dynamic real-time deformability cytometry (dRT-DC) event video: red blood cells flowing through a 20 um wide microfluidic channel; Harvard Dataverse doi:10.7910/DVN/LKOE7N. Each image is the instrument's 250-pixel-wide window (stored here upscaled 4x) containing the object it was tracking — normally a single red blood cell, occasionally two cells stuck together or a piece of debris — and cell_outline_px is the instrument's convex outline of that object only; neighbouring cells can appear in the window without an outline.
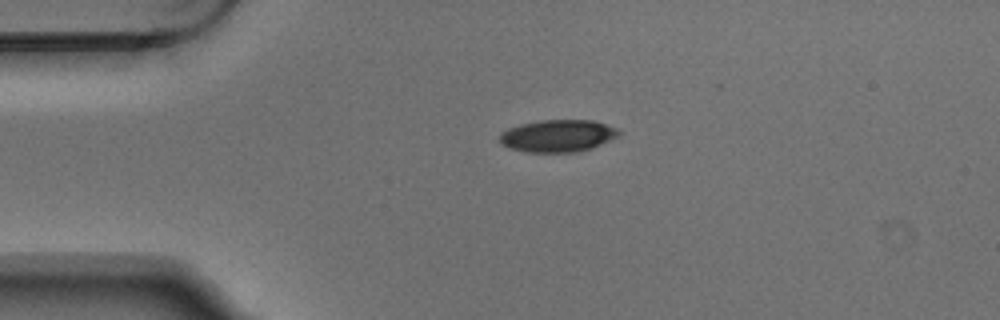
{"species": "Egyptian fruit bat (a non-hibernating species)", "species_latin": "Rousettus aegyptiacus", "temperature_condition": "warm", "stored_images_in_passage": 2, "camera_frame_rate_fps": 3000, "um_per_image_px": 0.085, "animal": {"sex": "male"}, "frame": {"image": 1, "passage_image": 1, "time_ms": 0.0, "image_size_px": [1000, 320], "cell_outline_px": [[620, 132], [616, 136], [592, 148], [576, 152], [524, 152], [500, 144], [500, 132], [508, 128], [520, 124], [540, 120], [592, 120], [616, 128]], "centroid_in_image_um": [47.35, 11.54], "position_along_channel_um": 37.6, "area_um2": 22.2}}